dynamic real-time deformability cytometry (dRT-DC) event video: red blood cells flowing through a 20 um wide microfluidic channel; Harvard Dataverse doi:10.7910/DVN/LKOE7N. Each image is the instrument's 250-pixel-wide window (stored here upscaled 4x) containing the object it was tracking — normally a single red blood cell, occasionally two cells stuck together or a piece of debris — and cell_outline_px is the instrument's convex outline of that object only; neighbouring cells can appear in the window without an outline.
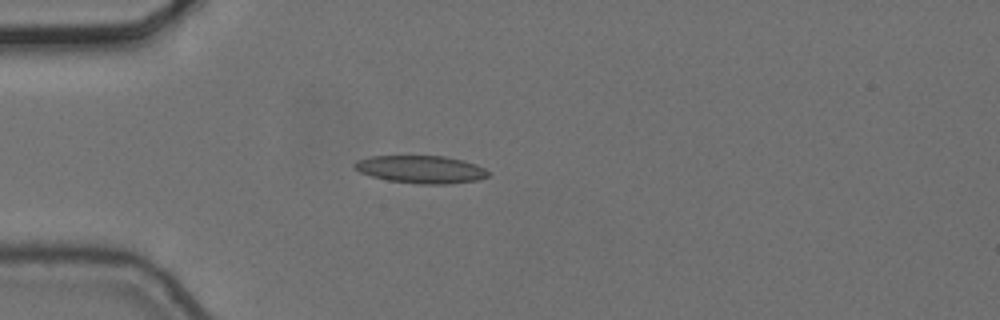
{"species": "common noctule bat (a hibernating species)", "species_latin": "Nyctalus noctula", "temperature_condition": "cold", "stored_images_in_passage": 4, "camera_frame_rate_fps": 3000, "um_per_image_px": 0.085, "animal": {"sex": "female", "body_mass_g": 24.6, "forearm_length_mm": 56.2}, "frame": {"image": 1, "passage_image": 4, "time_ms": 1.0, "image_size_px": [1000, 320], "cell_outline_px": [[488, 176], [480, 180], [448, 184], [420, 184], [388, 180], [372, 176], [360, 172], [352, 164], [356, 160], [372, 156], [444, 156], [464, 160], [476, 164], [484, 168], [488, 172]], "centroid_in_image_um": [35.8, 14.39], "position_along_channel_um": 49.2, "area_um2": 21.56}}